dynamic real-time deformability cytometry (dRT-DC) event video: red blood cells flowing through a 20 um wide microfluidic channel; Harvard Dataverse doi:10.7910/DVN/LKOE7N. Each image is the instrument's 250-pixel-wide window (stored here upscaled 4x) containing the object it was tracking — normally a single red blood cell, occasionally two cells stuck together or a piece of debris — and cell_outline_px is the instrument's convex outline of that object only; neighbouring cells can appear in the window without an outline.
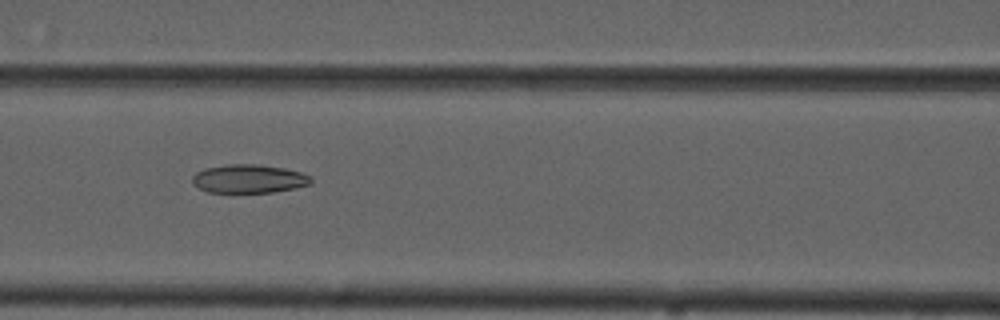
{"species": "common noctule bat (a hibernating species)", "species_latin": "Nyctalus noctula", "temperature_condition": "cold", "stored_images_in_passage": 15, "camera_frame_rate_fps": 3000, "um_per_image_px": 0.085, "animal": {"sex": "male", "forearm_length_mm": 52.5}, "frame": {"image": 1, "passage_image": 8, "time_ms": 2.333, "image_size_px": [1000, 320], "cell_outline_px": [[312, 184], [272, 192], [208, 192], [192, 184], [192, 176], [196, 172], [204, 168], [228, 164], [260, 164], [284, 168], [300, 172], [312, 176]], "centroid_in_image_um": [21.15, 15.18], "position_along_channel_um": 145.5, "area_um2": 19.77}}
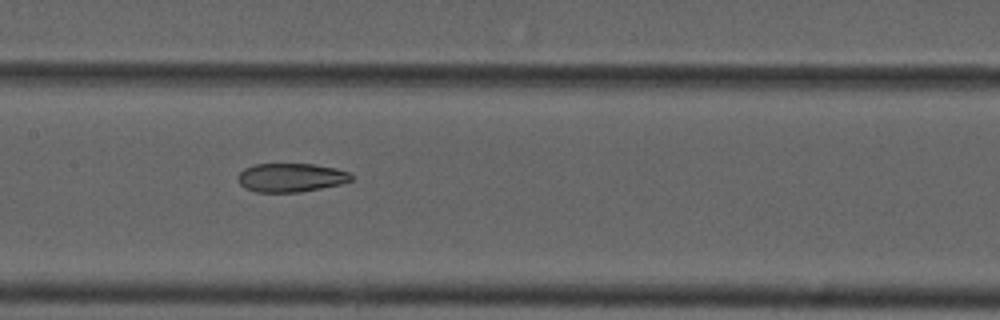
{"frame": {"image": 2, "passage_image": 11, "time_ms": 3.333, "image_size_px": [1000, 320], "cell_outline_px": [[352, 180], [340, 184], [300, 192], [256, 192], [244, 188], [240, 184], [236, 176], [244, 168], [252, 164], [316, 164], [336, 168], [348, 172], [352, 176]], "centroid_in_image_um": [24.69, 15.09], "position_along_channel_um": 182.7, "area_um2": 19.07}}